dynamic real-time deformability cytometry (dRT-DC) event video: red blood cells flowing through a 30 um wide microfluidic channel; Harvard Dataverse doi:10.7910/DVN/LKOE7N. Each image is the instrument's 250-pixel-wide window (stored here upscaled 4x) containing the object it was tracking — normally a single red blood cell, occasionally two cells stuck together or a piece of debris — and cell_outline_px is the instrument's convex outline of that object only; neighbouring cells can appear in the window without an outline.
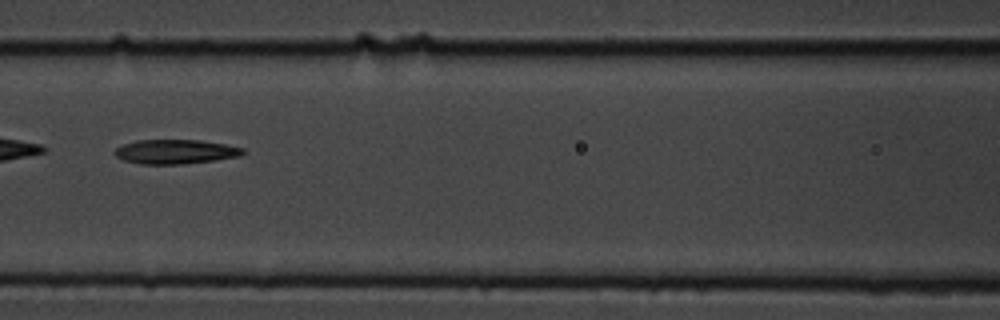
{"species": "common noctule bat (a hibernating species)", "species_latin": "Nyctalus noctula", "temperature_condition": "cold", "stored_images_in_passage": 12, "camera_frame_rate_fps": 3000, "um_per_image_px": 0.085, "animal": {"sex": "male", "body_mass_g": 19.5, "forearm_length_mm": 54.6}, "frame": {"image": 1, "passage_image": 6, "time_ms": 1.667, "image_size_px": [1000, 320], "cell_outline_px": [[248, 152], [240, 156], [216, 160], [184, 164], [140, 164], [124, 160], [116, 156], [112, 152], [116, 148], [124, 144], [136, 140], [200, 140], [224, 144], [244, 148]], "centroid_in_image_um": [14.93, 12.89], "position_along_channel_um": 151.7, "area_um2": 18.32}}
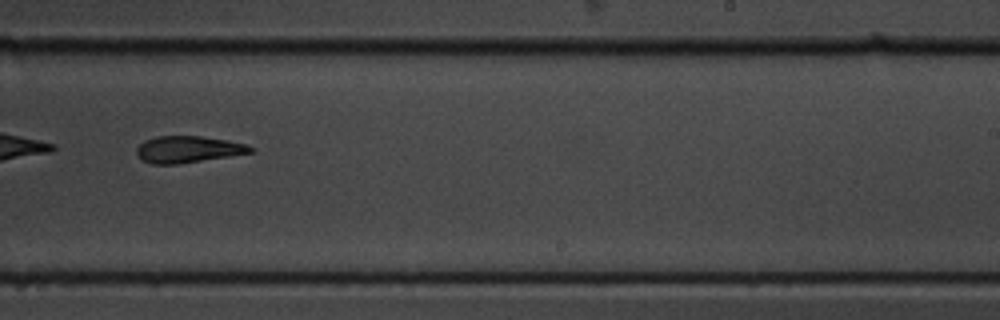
{"frame": {"image": 2, "passage_image": 9, "time_ms": 2.667, "image_size_px": [1000, 320], "cell_outline_px": [[256, 152], [176, 164], [152, 164], [140, 160], [136, 156], [136, 148], [144, 140], [156, 136], [200, 136], [228, 140], [244, 144], [256, 148]], "centroid_in_image_um": [15.96, 12.69], "position_along_channel_um": 273.0, "area_um2": 17.86}}
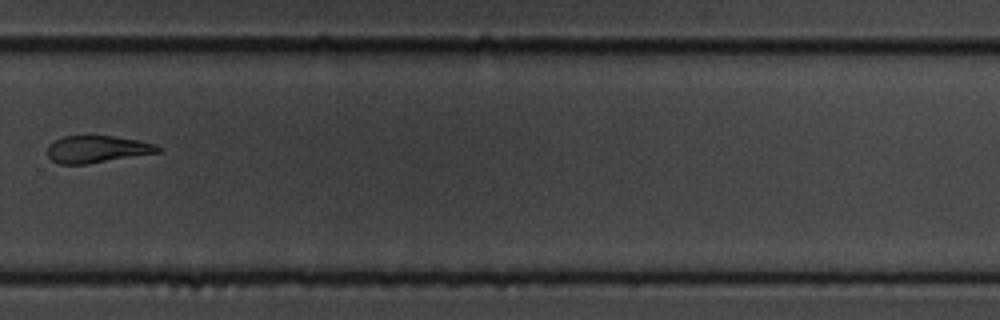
{"frame": {"image": 3, "passage_image": 10, "time_ms": 3.0, "image_size_px": [1000, 320], "cell_outline_px": [[160, 152], [88, 164], [60, 164], [52, 160], [48, 156], [48, 144], [64, 136], [112, 136], [136, 140], [156, 144], [160, 148]], "centroid_in_image_um": [8.24, 12.69], "position_along_channel_um": 321.6, "area_um2": 17.28}}